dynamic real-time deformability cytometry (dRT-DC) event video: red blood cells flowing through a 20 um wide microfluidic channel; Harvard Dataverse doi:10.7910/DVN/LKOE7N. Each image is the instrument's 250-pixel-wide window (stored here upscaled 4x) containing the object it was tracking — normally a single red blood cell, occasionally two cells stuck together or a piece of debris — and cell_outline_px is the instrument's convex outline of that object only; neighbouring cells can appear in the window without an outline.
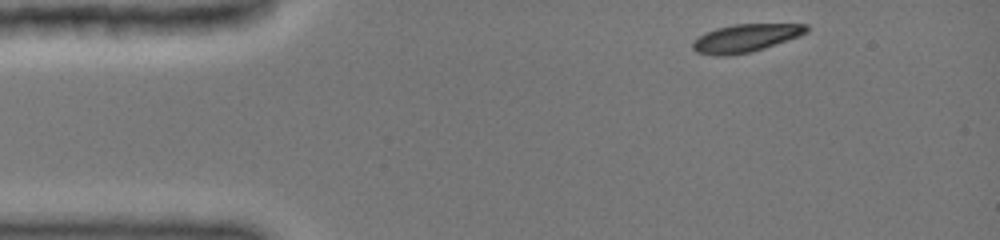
{"species": "common noctule bat (a hibernating species)", "species_latin": "Nyctalus noctula", "temperature_condition": "cold", "stored_images_in_passage": 37, "camera_frame_rate_fps": 3000, "um_per_image_px": 0.085, "animal": {"sex": "female", "body_mass_g": 19.0, "forearm_length_mm": 51.5}, "frame": {"image": 1, "passage_image": 1, "time_ms": 0.0, "image_size_px": [1000, 240], "cell_outline_px": [[808, 32], [748, 52], [696, 52], [692, 48], [692, 44], [700, 36], [716, 28], [736, 24], [808, 24]], "centroid_in_image_um": [63.43, 3.16], "position_along_channel_um": 21.6, "area_um2": 16.94}}
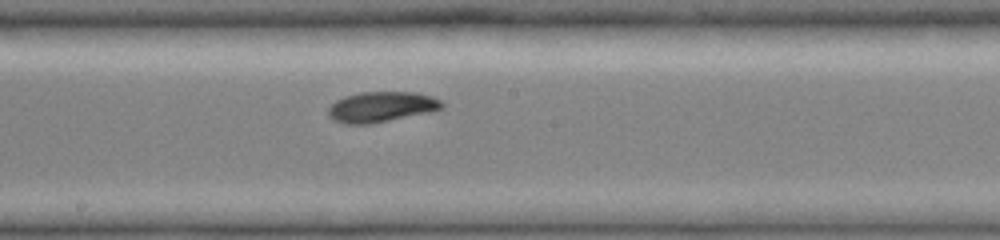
{"frame": {"image": 2, "passage_image": 20, "time_ms": 6.667, "image_size_px": [1000, 240], "cell_outline_px": [[444, 104], [440, 108], [432, 112], [368, 124], [348, 124], [336, 120], [328, 116], [328, 108], [336, 100], [344, 96], [360, 92], [416, 92], [432, 96], [440, 100]], "centroid_in_image_um": [32.42, 9.07], "position_along_channel_um": 215.8, "area_um2": 20.06}}
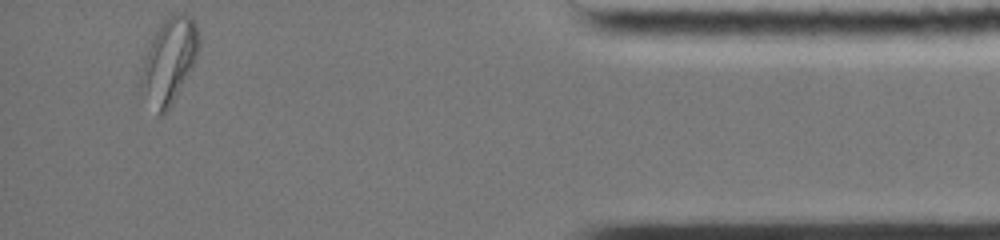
{"frame": {"image": 3, "passage_image": 37, "time_ms": 13.0, "image_size_px": [1000, 240], "cell_outline_px": [[200, 44], [196, 56], [172, 104], [160, 116], [136, 92], [144, 60], [148, 48], [160, 24], [168, 16], [176, 12], [184, 12], [196, 24], [200, 40]], "centroid_in_image_um": [14.31, 5.2], "position_along_channel_um": 420.9, "area_um2": 28.67}, "authors_computed_cell_mechanics": {"area_um2": 19.5364, "velocity_mm_per_s": 3.9151, "shape_relaxation_time_tau1_ms": 4.2775, "shape_relaxation_time_tau2_ms": 9.2954, "deformation_change_tau1": 0.1638, "deformation_change_tau2": 0.1005}}